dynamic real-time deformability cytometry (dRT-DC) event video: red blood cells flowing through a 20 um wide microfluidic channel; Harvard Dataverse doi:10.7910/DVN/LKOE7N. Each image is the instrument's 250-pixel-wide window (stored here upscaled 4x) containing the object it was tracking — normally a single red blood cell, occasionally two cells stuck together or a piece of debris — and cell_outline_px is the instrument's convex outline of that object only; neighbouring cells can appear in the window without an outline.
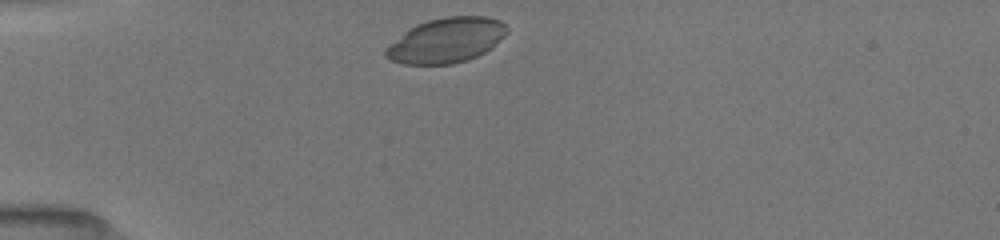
{"species": "common noctule bat (a hibernating species)", "species_latin": "Nyctalus noctula", "temperature_condition": "room temperature", "stored_images_in_passage": 38, "camera_frame_rate_fps": 3000, "um_per_image_px": 0.085, "animal": {"sex": "female", "body_mass_g": 19.5, "forearm_length_mm": 54.1}, "frame": {"image": 1, "passage_image": 1, "time_ms": 0.0, "image_size_px": [1000, 240], "cell_outline_px": [[508, 32], [504, 36], [484, 52], [468, 60], [452, 64], [404, 64], [392, 60], [384, 56], [384, 48], [408, 28], [416, 24], [428, 20], [444, 16], [488, 16], [500, 20], [508, 28]], "centroid_in_image_um": [37.91, 3.41], "position_along_channel_um": 47.1, "area_um2": 31.79}}
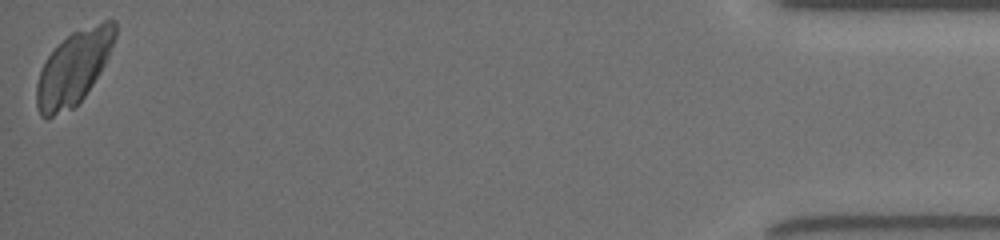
{"frame": {"image": 2, "passage_image": 38, "time_ms": 12.333, "image_size_px": [1000, 240], "cell_outline_px": [[116, 36], [112, 48], [100, 72], [84, 96], [72, 108], [52, 116], [40, 116], [36, 104], [36, 84], [40, 72], [48, 56], [72, 32], [104, 20], [116, 20]], "centroid_in_image_um": [6.28, 5.75], "position_along_channel_um": 428.9, "area_um2": 33.06}}